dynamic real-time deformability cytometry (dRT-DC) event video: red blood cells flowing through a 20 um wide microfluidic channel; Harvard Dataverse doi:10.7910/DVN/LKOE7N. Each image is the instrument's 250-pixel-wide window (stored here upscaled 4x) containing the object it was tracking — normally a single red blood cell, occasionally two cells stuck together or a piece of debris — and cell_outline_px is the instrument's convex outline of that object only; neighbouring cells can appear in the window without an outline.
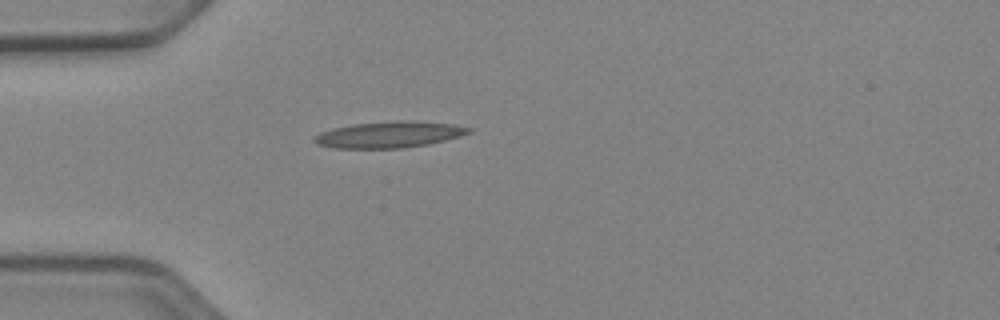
{"species": "Egyptian fruit bat (a non-hibernating species)", "species_latin": "Rousettus aegyptiacus", "temperature_condition": "cold", "stored_images_in_passage": 38, "camera_frame_rate_fps": 3000, "um_per_image_px": 0.085, "animal": {"sex": "female"}, "frame": {"image": 1, "passage_image": 1, "time_ms": 0.0, "image_size_px": [1000, 320], "cell_outline_px": [[472, 132], [460, 136], [428, 144], [400, 148], [332, 148], [316, 144], [312, 140], [312, 136], [320, 132], [332, 128], [352, 124], [396, 120], [416, 120], [452, 124], [472, 128]], "centroid_in_image_um": [33.04, 11.43], "position_along_channel_um": 52.0, "area_um2": 23.93}}
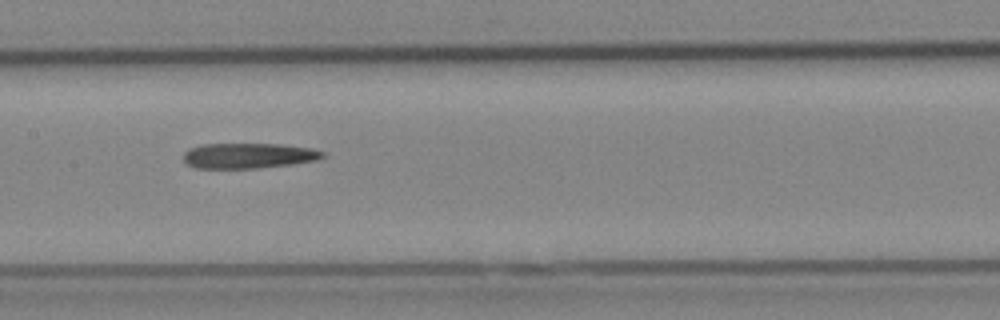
{"frame": {"image": 2, "passage_image": 12, "time_ms": 3.667, "image_size_px": [1000, 320], "cell_outline_px": [[328, 156], [316, 160], [292, 164], [256, 168], [196, 168], [188, 164], [184, 160], [184, 152], [188, 148], [200, 144], [280, 144], [312, 148], [324, 152]], "centroid_in_image_um": [21.13, 13.22], "position_along_channel_um": 186.3, "area_um2": 20.63}}
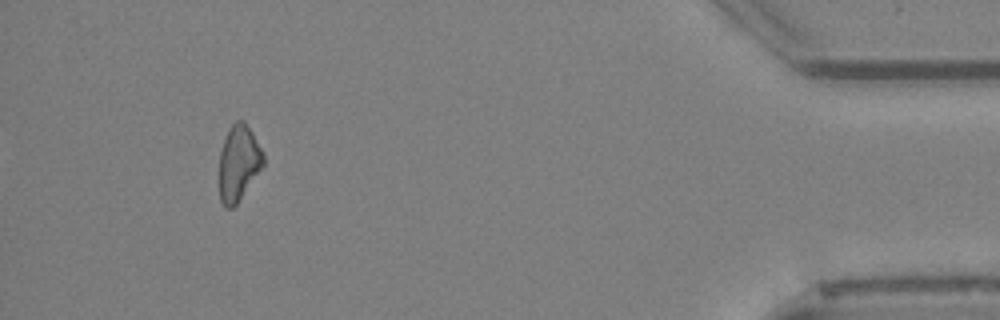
{"frame": {"image": 3, "passage_image": 34, "time_ms": 11.0, "image_size_px": [1000, 320], "cell_outline_px": [[264, 164], [236, 204], [232, 208], [224, 208], [220, 200], [220, 152], [228, 128], [236, 120], [244, 120], [252, 132], [264, 152]], "centroid_in_image_um": [20.28, 13.82], "position_along_channel_um": 414.9, "area_um2": 19.31}}